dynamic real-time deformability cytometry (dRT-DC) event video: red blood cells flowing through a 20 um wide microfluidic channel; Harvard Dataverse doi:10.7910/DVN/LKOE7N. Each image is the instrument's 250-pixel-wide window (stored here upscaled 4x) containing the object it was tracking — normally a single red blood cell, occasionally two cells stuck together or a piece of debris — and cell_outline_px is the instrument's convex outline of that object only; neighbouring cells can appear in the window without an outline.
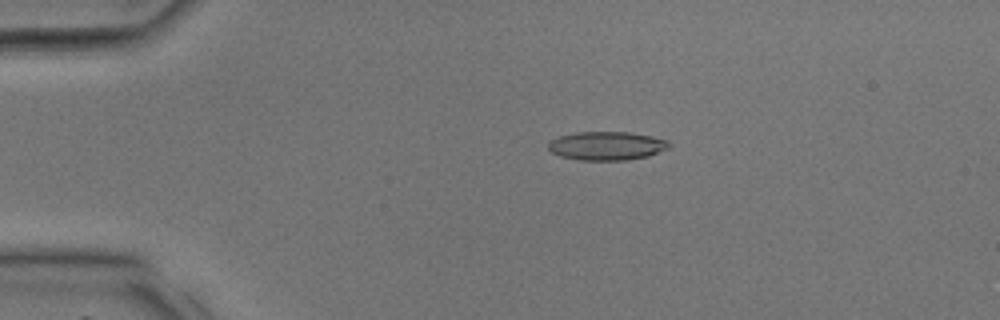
{"species": "common noctule bat (a hibernating species)", "species_latin": "Nyctalus noctula", "temperature_condition": "room temperature", "stored_images_in_passage": 35, "camera_frame_rate_fps": 3000, "um_per_image_px": 0.085, "animal": {"sex": "male", "body_mass_g": 17.9, "forearm_length_mm": 54.2}, "frame": {"image": 1, "passage_image": 6, "time_ms": 1.667, "image_size_px": [1000, 320], "cell_outline_px": [[672, 144], [668, 148], [648, 156], [628, 160], [580, 160], [560, 156], [552, 152], [548, 148], [548, 144], [552, 140], [560, 136], [576, 132], [628, 132], [652, 136], [668, 140]], "centroid_in_image_um": [51.6, 12.39], "position_along_channel_um": 33.4, "area_um2": 20.11}}
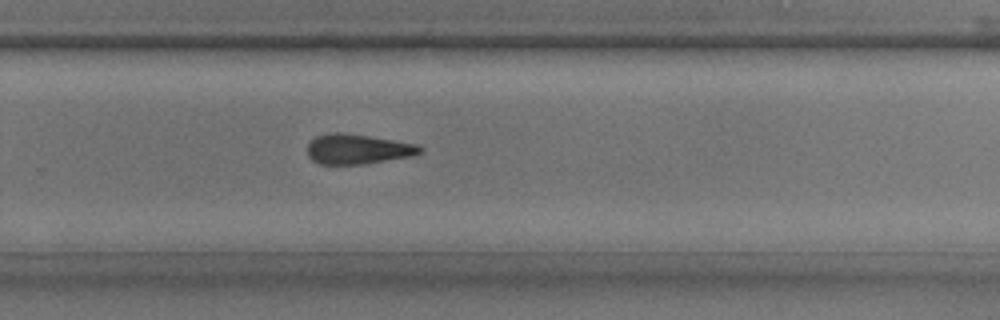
{"frame": {"image": 2, "passage_image": 23, "time_ms": 7.333, "image_size_px": [1000, 320], "cell_outline_px": [[424, 148], [416, 156], [364, 164], [320, 164], [312, 160], [308, 156], [308, 144], [316, 136], [332, 132], [340, 132], [368, 136], [416, 144]], "centroid_in_image_um": [30.42, 12.68], "position_along_channel_um": 299.4, "area_um2": 19.65}}
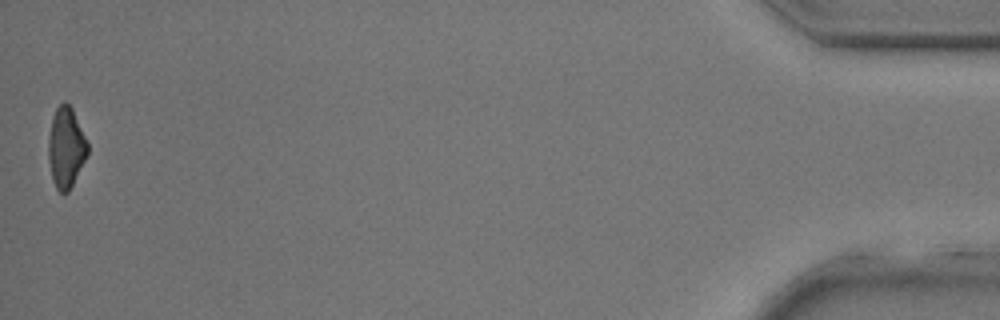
{"frame": {"image": 3, "passage_image": 35, "time_ms": 11.333, "image_size_px": [1000, 320], "cell_outline_px": [[88, 152], [68, 192], [64, 196], [56, 188], [52, 180], [48, 160], [48, 136], [52, 116], [56, 108], [64, 100], [72, 108], [88, 144]], "centroid_in_image_um": [5.57, 12.54], "position_along_channel_um": 429.6, "area_um2": 18.32}}